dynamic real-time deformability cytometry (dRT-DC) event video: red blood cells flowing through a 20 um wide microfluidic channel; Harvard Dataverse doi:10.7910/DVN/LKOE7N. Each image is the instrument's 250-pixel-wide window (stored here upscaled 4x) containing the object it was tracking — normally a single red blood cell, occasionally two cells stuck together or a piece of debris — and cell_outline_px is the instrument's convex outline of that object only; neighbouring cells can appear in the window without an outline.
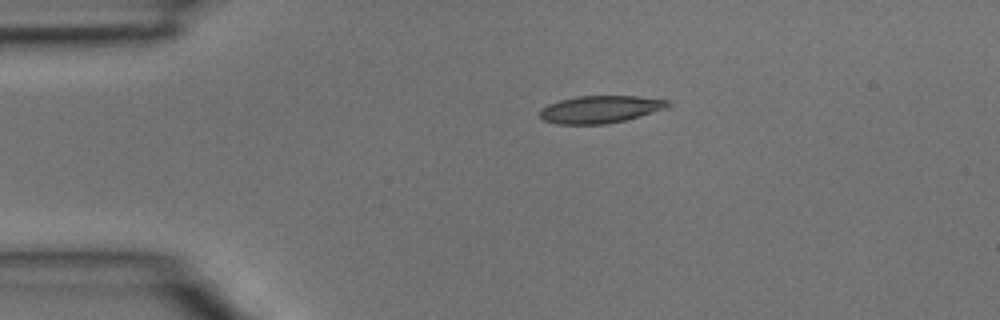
{"species": "common noctule bat (a hibernating species)", "species_latin": "Nyctalus noctula", "temperature_condition": "room temperature", "stored_images_in_passage": 2, "camera_frame_rate_fps": 3000, "um_per_image_px": 0.085, "animal": {"sex": "male", "body_mass_g": 15.6}, "frame": {"image": 1, "passage_image": 1, "time_ms": 0.0, "image_size_px": [1000, 320], "cell_outline_px": [[672, 104], [668, 108], [640, 116], [624, 120], [604, 124], [556, 124], [544, 120], [540, 116], [540, 112], [548, 104], [560, 100], [576, 96], [636, 96], [672, 100]], "centroid_in_image_um": [51.08, 9.28], "position_along_channel_um": 33.9, "area_um2": 20.46}}